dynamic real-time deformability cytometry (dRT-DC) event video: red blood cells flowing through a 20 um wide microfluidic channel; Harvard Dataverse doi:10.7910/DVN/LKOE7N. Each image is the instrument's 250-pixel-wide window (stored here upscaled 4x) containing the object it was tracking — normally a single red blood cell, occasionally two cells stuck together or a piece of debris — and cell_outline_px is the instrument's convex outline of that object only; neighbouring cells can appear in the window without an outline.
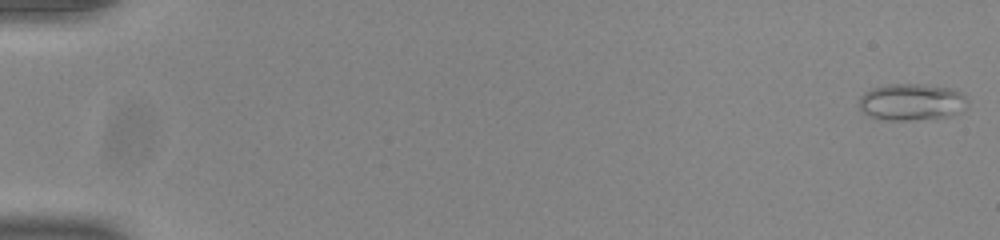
{"species": "common noctule bat (a hibernating species)", "species_latin": "Nyctalus noctula", "temperature_condition": "room temperature", "stored_images_in_passage": 54, "camera_frame_rate_fps": 3000, "um_per_image_px": 0.085, "animal": {"sex": "male", "body_mass_g": 20.0, "forearm_length_mm": 53.3}, "frame": {"image": 1, "passage_image": 1, "time_ms": 0.0, "image_size_px": [1000, 240], "cell_outline_px": [[964, 96], [960, 112], [952, 116], [936, 120], [884, 120], [872, 116], [864, 112], [860, 108], [860, 96], [864, 92], [872, 88], [888, 84], [924, 84], [952, 88], [960, 92]], "centroid_in_image_um": [77.47, 8.68], "position_along_channel_um": 7.5, "area_um2": 23.29}}
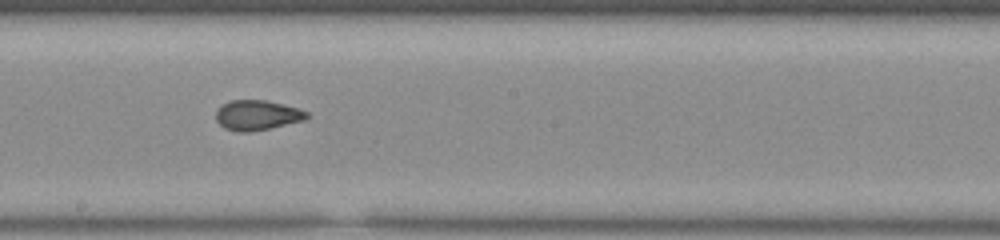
{"frame": {"image": 2, "passage_image": 31, "time_ms": 10.0, "image_size_px": [1000, 240], "cell_outline_px": [[308, 116], [304, 120], [252, 132], [236, 132], [224, 128], [216, 120], [216, 112], [228, 100], [268, 100], [296, 108], [308, 112]], "centroid_in_image_um": [21.83, 9.79], "position_along_channel_um": 226.4, "area_um2": 15.78}}
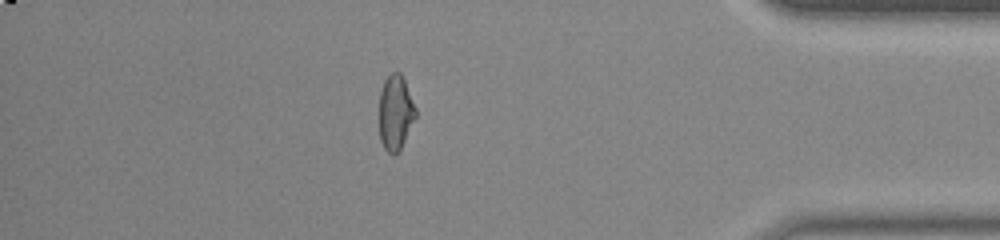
{"frame": {"image": 3, "passage_image": 47, "time_ms": 15.333, "image_size_px": [1000, 240], "cell_outline_px": [[416, 116], [400, 148], [392, 156], [384, 148], [380, 140], [380, 88], [384, 80], [392, 72], [400, 72], [404, 80], [416, 108]], "centroid_in_image_um": [33.6, 9.55], "position_along_channel_um": 401.6, "area_um2": 15.66}, "authors_computed_cell_mechanics": {"area_um2": 16.5886, "velocity_mm_per_s": 3.8992, "shape_relaxation_time_tau1_ms": 11.0166, "shape_relaxation_time_tau2_ms": 1.0751, "deformation_change_tau1": 0.195, "deformation_change_tau2": 0.0661}}